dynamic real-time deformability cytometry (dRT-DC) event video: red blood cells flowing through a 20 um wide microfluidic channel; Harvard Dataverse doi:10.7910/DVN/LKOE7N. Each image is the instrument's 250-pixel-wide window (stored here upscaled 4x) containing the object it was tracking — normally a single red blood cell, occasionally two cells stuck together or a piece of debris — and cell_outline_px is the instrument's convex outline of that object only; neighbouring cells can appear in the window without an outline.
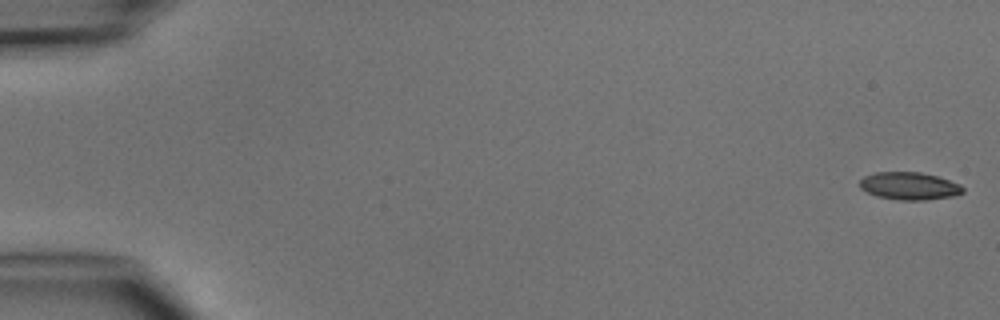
{"species": "common noctule bat (a hibernating species)", "species_latin": "Nyctalus noctula", "temperature_condition": "cold", "stored_images_in_passage": 5, "camera_frame_rate_fps": 3000, "um_per_image_px": 0.085, "animal": {"sex": "male", "body_mass_g": 15.6}, "frame": {"image": 1, "passage_image": 1, "time_ms": 0.0, "image_size_px": [1000, 320], "cell_outline_px": [[964, 192], [952, 196], [924, 200], [900, 200], [876, 196], [860, 188], [860, 180], [864, 176], [876, 172], [920, 172], [936, 176], [960, 184], [964, 188]], "centroid_in_image_um": [77.28, 15.81], "position_along_channel_um": 7.7, "area_um2": 16.47}}